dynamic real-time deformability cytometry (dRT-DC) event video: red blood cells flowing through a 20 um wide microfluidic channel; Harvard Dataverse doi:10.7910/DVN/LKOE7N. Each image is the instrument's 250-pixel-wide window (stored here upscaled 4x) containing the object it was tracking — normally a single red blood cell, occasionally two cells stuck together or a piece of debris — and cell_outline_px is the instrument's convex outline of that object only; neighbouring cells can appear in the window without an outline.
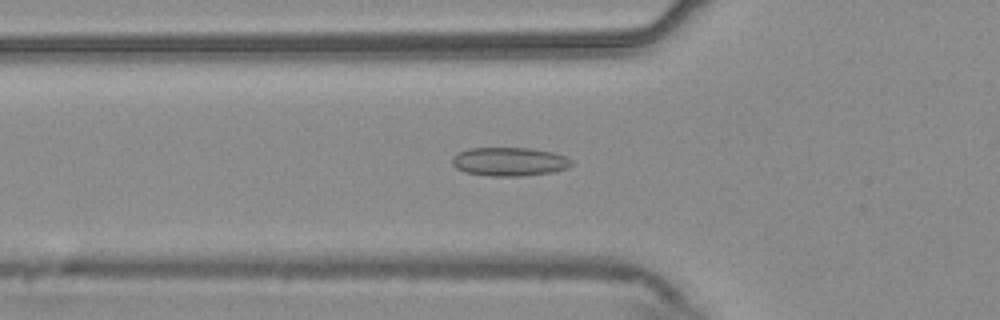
{"species": "common noctule bat (a hibernating species)", "species_latin": "Nyctalus noctula", "temperature_condition": "warm", "stored_images_in_passage": 50, "camera_frame_rate_fps": 3000, "um_per_image_px": 0.085, "animal": {"sex": "male", "body_mass_g": 20.4}, "frame": {"image": 1, "passage_image": 14, "time_ms": 4.333, "image_size_px": [1000, 320], "cell_outline_px": [[572, 164], [568, 168], [552, 172], [520, 176], [488, 176], [464, 172], [456, 168], [452, 164], [452, 156], [456, 152], [468, 148], [528, 148], [552, 152], [564, 156], [572, 160]], "centroid_in_image_um": [43.25, 13.74], "position_along_channel_um": 82.6, "area_um2": 20.06}}
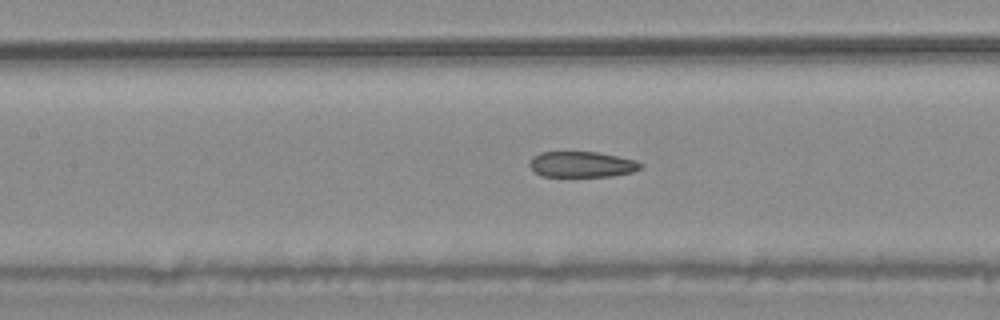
{"frame": {"image": 2, "passage_image": 20, "time_ms": 6.333, "image_size_px": [1000, 320], "cell_outline_px": [[644, 164], [640, 168], [632, 172], [612, 176], [540, 176], [528, 164], [532, 156], [540, 152], [596, 152], [616, 156], [632, 160]], "centroid_in_image_um": [49.41, 13.97], "position_along_channel_um": 158.0, "area_um2": 16.47}}
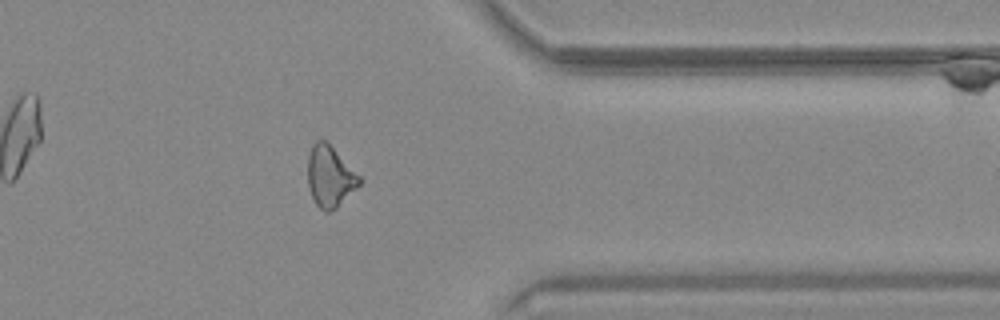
{"frame": {"image": 3, "passage_image": 39, "time_ms": 12.667, "image_size_px": [1000, 320], "cell_outline_px": [[360, 184], [336, 208], [328, 212], [324, 212], [316, 204], [312, 196], [308, 184], [308, 156], [312, 144], [316, 140], [324, 140], [360, 176]], "centroid_in_image_um": [28.02, 15.02], "position_along_channel_um": 383.4, "area_um2": 17.92}, "authors_computed_cell_mechanics": {"area_um2": 18.4671, "velocity_mm_per_s": 3.7334, "shape_relaxation_time_tau1_ms": null, "shape_relaxation_time_tau2_ms": 3.0336, "deformation_change_tau1": null, "deformation_change_tau2": 0.1005}}